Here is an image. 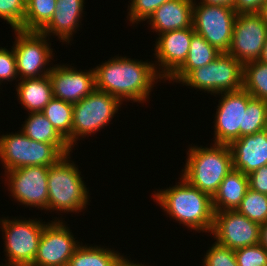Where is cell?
<instances>
[{"mask_svg":"<svg viewBox=\"0 0 267 266\" xmlns=\"http://www.w3.org/2000/svg\"><path fill=\"white\" fill-rule=\"evenodd\" d=\"M128 5V20L130 23L138 24L139 22L147 21L154 11L165 2L171 0H130Z\"/></svg>","mask_w":267,"mask_h":266,"instance_id":"cell-33","label":"cell"},{"mask_svg":"<svg viewBox=\"0 0 267 266\" xmlns=\"http://www.w3.org/2000/svg\"><path fill=\"white\" fill-rule=\"evenodd\" d=\"M232 154L233 169L243 174L267 165V129L245 135L229 144Z\"/></svg>","mask_w":267,"mask_h":266,"instance_id":"cell-18","label":"cell"},{"mask_svg":"<svg viewBox=\"0 0 267 266\" xmlns=\"http://www.w3.org/2000/svg\"><path fill=\"white\" fill-rule=\"evenodd\" d=\"M124 257L120 252L101 245L81 244L70 258L68 266H116Z\"/></svg>","mask_w":267,"mask_h":266,"instance_id":"cell-25","label":"cell"},{"mask_svg":"<svg viewBox=\"0 0 267 266\" xmlns=\"http://www.w3.org/2000/svg\"><path fill=\"white\" fill-rule=\"evenodd\" d=\"M75 239L63 220L55 218L46 223L31 266H68L70 258L80 245L78 239Z\"/></svg>","mask_w":267,"mask_h":266,"instance_id":"cell-14","label":"cell"},{"mask_svg":"<svg viewBox=\"0 0 267 266\" xmlns=\"http://www.w3.org/2000/svg\"><path fill=\"white\" fill-rule=\"evenodd\" d=\"M240 214L258 224L267 222V194L248 189L240 206L237 208Z\"/></svg>","mask_w":267,"mask_h":266,"instance_id":"cell-29","label":"cell"},{"mask_svg":"<svg viewBox=\"0 0 267 266\" xmlns=\"http://www.w3.org/2000/svg\"><path fill=\"white\" fill-rule=\"evenodd\" d=\"M247 176L250 189L267 194V165L249 173Z\"/></svg>","mask_w":267,"mask_h":266,"instance_id":"cell-36","label":"cell"},{"mask_svg":"<svg viewBox=\"0 0 267 266\" xmlns=\"http://www.w3.org/2000/svg\"><path fill=\"white\" fill-rule=\"evenodd\" d=\"M221 95L214 123V143L229 145L244 136V114L248 102L253 98L244 88Z\"/></svg>","mask_w":267,"mask_h":266,"instance_id":"cell-12","label":"cell"},{"mask_svg":"<svg viewBox=\"0 0 267 266\" xmlns=\"http://www.w3.org/2000/svg\"><path fill=\"white\" fill-rule=\"evenodd\" d=\"M200 4H206L211 6H224L234 8L235 0H200Z\"/></svg>","mask_w":267,"mask_h":266,"instance_id":"cell-38","label":"cell"},{"mask_svg":"<svg viewBox=\"0 0 267 266\" xmlns=\"http://www.w3.org/2000/svg\"><path fill=\"white\" fill-rule=\"evenodd\" d=\"M266 0H235L234 9L237 13H254Z\"/></svg>","mask_w":267,"mask_h":266,"instance_id":"cell-37","label":"cell"},{"mask_svg":"<svg viewBox=\"0 0 267 266\" xmlns=\"http://www.w3.org/2000/svg\"><path fill=\"white\" fill-rule=\"evenodd\" d=\"M192 26L210 45L221 53L230 48L237 12L234 8L196 3Z\"/></svg>","mask_w":267,"mask_h":266,"instance_id":"cell-10","label":"cell"},{"mask_svg":"<svg viewBox=\"0 0 267 266\" xmlns=\"http://www.w3.org/2000/svg\"><path fill=\"white\" fill-rule=\"evenodd\" d=\"M220 53L201 35L195 33L192 36L186 60L167 80L180 84L192 70L214 61Z\"/></svg>","mask_w":267,"mask_h":266,"instance_id":"cell-24","label":"cell"},{"mask_svg":"<svg viewBox=\"0 0 267 266\" xmlns=\"http://www.w3.org/2000/svg\"><path fill=\"white\" fill-rule=\"evenodd\" d=\"M64 155L48 170V210L60 212H82L89 203V190L81 177L78 166ZM89 194V195H88ZM51 210V211H50Z\"/></svg>","mask_w":267,"mask_h":266,"instance_id":"cell-4","label":"cell"},{"mask_svg":"<svg viewBox=\"0 0 267 266\" xmlns=\"http://www.w3.org/2000/svg\"><path fill=\"white\" fill-rule=\"evenodd\" d=\"M267 39V25L254 13H237L228 54L243 66L261 57Z\"/></svg>","mask_w":267,"mask_h":266,"instance_id":"cell-13","label":"cell"},{"mask_svg":"<svg viewBox=\"0 0 267 266\" xmlns=\"http://www.w3.org/2000/svg\"><path fill=\"white\" fill-rule=\"evenodd\" d=\"M64 154L54 145L28 138L22 131L0 136V161L5 171L56 164Z\"/></svg>","mask_w":267,"mask_h":266,"instance_id":"cell-6","label":"cell"},{"mask_svg":"<svg viewBox=\"0 0 267 266\" xmlns=\"http://www.w3.org/2000/svg\"><path fill=\"white\" fill-rule=\"evenodd\" d=\"M260 224L249 220L237 210L215 212L210 235L231 250L259 244Z\"/></svg>","mask_w":267,"mask_h":266,"instance_id":"cell-15","label":"cell"},{"mask_svg":"<svg viewBox=\"0 0 267 266\" xmlns=\"http://www.w3.org/2000/svg\"><path fill=\"white\" fill-rule=\"evenodd\" d=\"M243 74L244 66L238 60L220 53L214 61L192 70L180 83L215 96L242 89Z\"/></svg>","mask_w":267,"mask_h":266,"instance_id":"cell-7","label":"cell"},{"mask_svg":"<svg viewBox=\"0 0 267 266\" xmlns=\"http://www.w3.org/2000/svg\"><path fill=\"white\" fill-rule=\"evenodd\" d=\"M42 113L65 139L72 134L73 104L53 97Z\"/></svg>","mask_w":267,"mask_h":266,"instance_id":"cell-27","label":"cell"},{"mask_svg":"<svg viewBox=\"0 0 267 266\" xmlns=\"http://www.w3.org/2000/svg\"><path fill=\"white\" fill-rule=\"evenodd\" d=\"M114 57L94 68L96 89L117 97L122 103L126 100L145 103L150 99L154 84L163 80L154 63Z\"/></svg>","mask_w":267,"mask_h":266,"instance_id":"cell-1","label":"cell"},{"mask_svg":"<svg viewBox=\"0 0 267 266\" xmlns=\"http://www.w3.org/2000/svg\"><path fill=\"white\" fill-rule=\"evenodd\" d=\"M122 104L117 97L97 89L73 104L72 134L66 139L70 148H75L79 138L89 137L108 126Z\"/></svg>","mask_w":267,"mask_h":266,"instance_id":"cell-5","label":"cell"},{"mask_svg":"<svg viewBox=\"0 0 267 266\" xmlns=\"http://www.w3.org/2000/svg\"><path fill=\"white\" fill-rule=\"evenodd\" d=\"M202 259V266H238L234 250L218 244L209 247Z\"/></svg>","mask_w":267,"mask_h":266,"instance_id":"cell-32","label":"cell"},{"mask_svg":"<svg viewBox=\"0 0 267 266\" xmlns=\"http://www.w3.org/2000/svg\"><path fill=\"white\" fill-rule=\"evenodd\" d=\"M20 128L31 140L54 144L64 155L73 152L67 140L52 126L42 112L28 113Z\"/></svg>","mask_w":267,"mask_h":266,"instance_id":"cell-23","label":"cell"},{"mask_svg":"<svg viewBox=\"0 0 267 266\" xmlns=\"http://www.w3.org/2000/svg\"><path fill=\"white\" fill-rule=\"evenodd\" d=\"M259 61L267 64V39L265 41V45L262 50L261 57L259 58Z\"/></svg>","mask_w":267,"mask_h":266,"instance_id":"cell-42","label":"cell"},{"mask_svg":"<svg viewBox=\"0 0 267 266\" xmlns=\"http://www.w3.org/2000/svg\"><path fill=\"white\" fill-rule=\"evenodd\" d=\"M177 183L167 189L154 191L153 200L179 225L183 224L198 233L211 234L215 216L212 197L191 186L182 176Z\"/></svg>","mask_w":267,"mask_h":266,"instance_id":"cell-2","label":"cell"},{"mask_svg":"<svg viewBox=\"0 0 267 266\" xmlns=\"http://www.w3.org/2000/svg\"><path fill=\"white\" fill-rule=\"evenodd\" d=\"M267 129V101L252 98L244 114V136Z\"/></svg>","mask_w":267,"mask_h":266,"instance_id":"cell-30","label":"cell"},{"mask_svg":"<svg viewBox=\"0 0 267 266\" xmlns=\"http://www.w3.org/2000/svg\"><path fill=\"white\" fill-rule=\"evenodd\" d=\"M194 0H171L162 4L147 20L152 32H165L192 27Z\"/></svg>","mask_w":267,"mask_h":266,"instance_id":"cell-20","label":"cell"},{"mask_svg":"<svg viewBox=\"0 0 267 266\" xmlns=\"http://www.w3.org/2000/svg\"><path fill=\"white\" fill-rule=\"evenodd\" d=\"M26 0H0V18L12 29H21L25 17Z\"/></svg>","mask_w":267,"mask_h":266,"instance_id":"cell-31","label":"cell"},{"mask_svg":"<svg viewBox=\"0 0 267 266\" xmlns=\"http://www.w3.org/2000/svg\"><path fill=\"white\" fill-rule=\"evenodd\" d=\"M248 189V176L232 169L212 197L214 211L237 210Z\"/></svg>","mask_w":267,"mask_h":266,"instance_id":"cell-21","label":"cell"},{"mask_svg":"<svg viewBox=\"0 0 267 266\" xmlns=\"http://www.w3.org/2000/svg\"><path fill=\"white\" fill-rule=\"evenodd\" d=\"M18 77L16 57L13 51L0 47V85L2 82L14 81Z\"/></svg>","mask_w":267,"mask_h":266,"instance_id":"cell-35","label":"cell"},{"mask_svg":"<svg viewBox=\"0 0 267 266\" xmlns=\"http://www.w3.org/2000/svg\"><path fill=\"white\" fill-rule=\"evenodd\" d=\"M57 0H26L22 30L40 31L52 18Z\"/></svg>","mask_w":267,"mask_h":266,"instance_id":"cell-26","label":"cell"},{"mask_svg":"<svg viewBox=\"0 0 267 266\" xmlns=\"http://www.w3.org/2000/svg\"><path fill=\"white\" fill-rule=\"evenodd\" d=\"M243 88L256 99L267 101V64L259 60L244 65Z\"/></svg>","mask_w":267,"mask_h":266,"instance_id":"cell-28","label":"cell"},{"mask_svg":"<svg viewBox=\"0 0 267 266\" xmlns=\"http://www.w3.org/2000/svg\"><path fill=\"white\" fill-rule=\"evenodd\" d=\"M259 244L267 250V222L260 226Z\"/></svg>","mask_w":267,"mask_h":266,"instance_id":"cell-39","label":"cell"},{"mask_svg":"<svg viewBox=\"0 0 267 266\" xmlns=\"http://www.w3.org/2000/svg\"><path fill=\"white\" fill-rule=\"evenodd\" d=\"M15 42L12 46L17 65L18 81L40 78L50 73L49 62L54 59L49 37L40 31L14 29ZM48 64V65H47ZM47 65V68H46Z\"/></svg>","mask_w":267,"mask_h":266,"instance_id":"cell-9","label":"cell"},{"mask_svg":"<svg viewBox=\"0 0 267 266\" xmlns=\"http://www.w3.org/2000/svg\"><path fill=\"white\" fill-rule=\"evenodd\" d=\"M116 266H144V264H139L138 262L134 263L133 261L131 262L125 255Z\"/></svg>","mask_w":267,"mask_h":266,"instance_id":"cell-41","label":"cell"},{"mask_svg":"<svg viewBox=\"0 0 267 266\" xmlns=\"http://www.w3.org/2000/svg\"><path fill=\"white\" fill-rule=\"evenodd\" d=\"M84 0H57L51 20L40 30L48 37L55 35L60 42L70 43L84 14ZM81 19V20H80ZM52 33V34H51Z\"/></svg>","mask_w":267,"mask_h":266,"instance_id":"cell-19","label":"cell"},{"mask_svg":"<svg viewBox=\"0 0 267 266\" xmlns=\"http://www.w3.org/2000/svg\"><path fill=\"white\" fill-rule=\"evenodd\" d=\"M194 34L195 31L192 26L190 28L165 32L157 37L154 47L155 53L153 54L156 58L154 66L164 81L186 60Z\"/></svg>","mask_w":267,"mask_h":266,"instance_id":"cell-16","label":"cell"},{"mask_svg":"<svg viewBox=\"0 0 267 266\" xmlns=\"http://www.w3.org/2000/svg\"><path fill=\"white\" fill-rule=\"evenodd\" d=\"M48 170L45 166H25L6 171L10 196L25 207L48 211Z\"/></svg>","mask_w":267,"mask_h":266,"instance_id":"cell-11","label":"cell"},{"mask_svg":"<svg viewBox=\"0 0 267 266\" xmlns=\"http://www.w3.org/2000/svg\"><path fill=\"white\" fill-rule=\"evenodd\" d=\"M262 21L267 25V0L260 6L259 10L256 12Z\"/></svg>","mask_w":267,"mask_h":266,"instance_id":"cell-40","label":"cell"},{"mask_svg":"<svg viewBox=\"0 0 267 266\" xmlns=\"http://www.w3.org/2000/svg\"><path fill=\"white\" fill-rule=\"evenodd\" d=\"M53 65L48 74L54 98L71 104L78 103L96 89L95 70H77L73 66Z\"/></svg>","mask_w":267,"mask_h":266,"instance_id":"cell-17","label":"cell"},{"mask_svg":"<svg viewBox=\"0 0 267 266\" xmlns=\"http://www.w3.org/2000/svg\"><path fill=\"white\" fill-rule=\"evenodd\" d=\"M17 98L29 113L42 112L54 97L49 75L23 79L16 84Z\"/></svg>","mask_w":267,"mask_h":266,"instance_id":"cell-22","label":"cell"},{"mask_svg":"<svg viewBox=\"0 0 267 266\" xmlns=\"http://www.w3.org/2000/svg\"><path fill=\"white\" fill-rule=\"evenodd\" d=\"M181 176L193 187L213 197L225 176L233 169L229 145L189 146Z\"/></svg>","mask_w":267,"mask_h":266,"instance_id":"cell-3","label":"cell"},{"mask_svg":"<svg viewBox=\"0 0 267 266\" xmlns=\"http://www.w3.org/2000/svg\"><path fill=\"white\" fill-rule=\"evenodd\" d=\"M238 266H267V250L260 244L234 250Z\"/></svg>","mask_w":267,"mask_h":266,"instance_id":"cell-34","label":"cell"},{"mask_svg":"<svg viewBox=\"0 0 267 266\" xmlns=\"http://www.w3.org/2000/svg\"><path fill=\"white\" fill-rule=\"evenodd\" d=\"M0 218L1 231L3 233L4 252H6V265L10 266H31L37 251L38 245L43 233L45 223L42 220L35 219H8Z\"/></svg>","mask_w":267,"mask_h":266,"instance_id":"cell-8","label":"cell"}]
</instances>
